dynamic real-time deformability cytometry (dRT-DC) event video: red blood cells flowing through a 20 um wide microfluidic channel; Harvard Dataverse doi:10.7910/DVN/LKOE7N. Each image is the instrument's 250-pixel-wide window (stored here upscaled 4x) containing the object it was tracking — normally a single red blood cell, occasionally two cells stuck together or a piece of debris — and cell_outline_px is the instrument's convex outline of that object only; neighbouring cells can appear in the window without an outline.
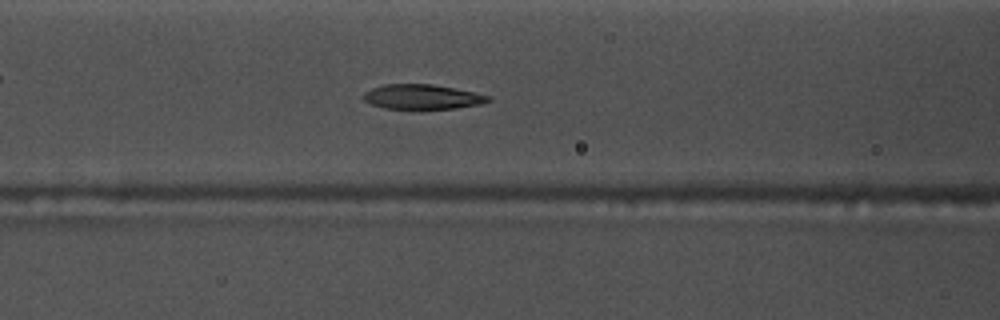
{"species": "common noctule bat (a hibernating species)", "species_latin": "Nyctalus noctula", "temperature_condition": "warm", "stored_images_in_passage": 40, "camera_frame_rate_fps": 3000, "um_per_image_px": 0.085, "animal": {"sex": "male", "body_mass_g": 17.5, "forearm_length_mm": 52.3}, "frame": {"image": 1, "passage_image": 6, "time_ms": 1.667, "image_size_px": [1000, 320], "cell_outline_px": [[492, 100], [480, 104], [456, 108], [420, 112], [384, 108], [372, 104], [364, 100], [360, 96], [364, 92], [372, 88], [384, 84], [432, 84], [456, 88], [492, 96]], "centroid_in_image_um": [35.89, 8.27], "position_along_channel_um": 130.7, "area_um2": 19.02}}